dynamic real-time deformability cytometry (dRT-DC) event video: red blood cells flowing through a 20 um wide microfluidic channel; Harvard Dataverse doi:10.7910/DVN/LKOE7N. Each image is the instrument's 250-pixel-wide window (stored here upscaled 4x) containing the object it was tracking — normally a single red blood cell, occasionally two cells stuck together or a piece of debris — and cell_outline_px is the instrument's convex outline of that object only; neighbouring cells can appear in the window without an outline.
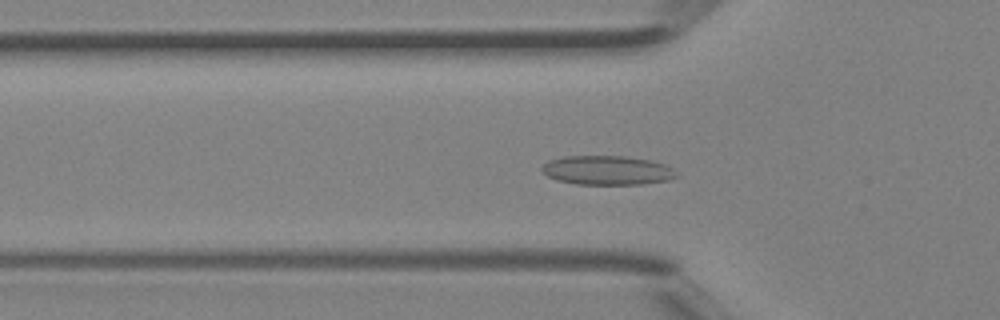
{"species": "Egyptian fruit bat (a non-hibernating species)", "species_latin": "Rousettus aegyptiacus", "temperature_condition": "room temperature", "stored_images_in_passage": 48, "camera_frame_rate_fps": 3000, "um_per_image_px": 0.085, "animal": {"sex": "female"}, "frame": {"image": 1, "passage_image": 16, "time_ms": 5.0, "image_size_px": [1000, 320], "cell_outline_px": [[680, 176], [668, 180], [640, 184], [576, 184], [556, 180], [548, 176], [540, 168], [548, 160], [564, 156], [628, 156], [652, 160], [664, 164], [672, 168]], "centroid_in_image_um": [51.62, 14.47], "position_along_channel_um": 74.2, "area_um2": 23.0}}
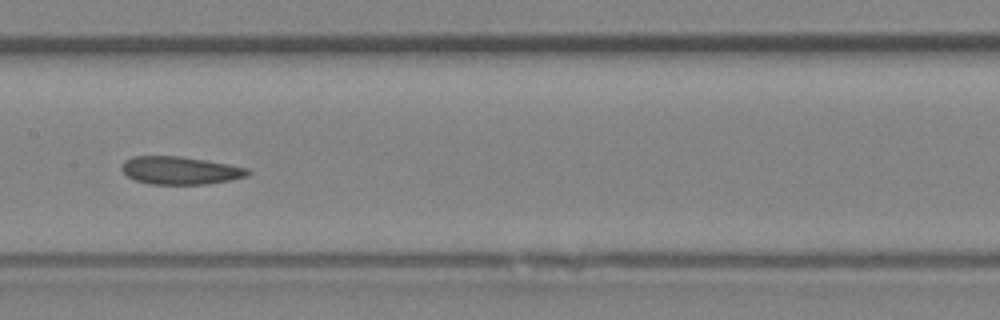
{"frame": {"image": 2, "passage_image": 24, "time_ms": 7.667, "image_size_px": [1000, 320], "cell_outline_px": [[252, 172], [248, 176], [228, 180], [204, 184], [148, 184], [136, 180], [128, 176], [120, 168], [124, 160], [132, 156], [184, 156], [228, 164], [248, 168]], "centroid_in_image_um": [15.31, 14.48], "position_along_channel_um": 192.1, "area_um2": 20.52}}
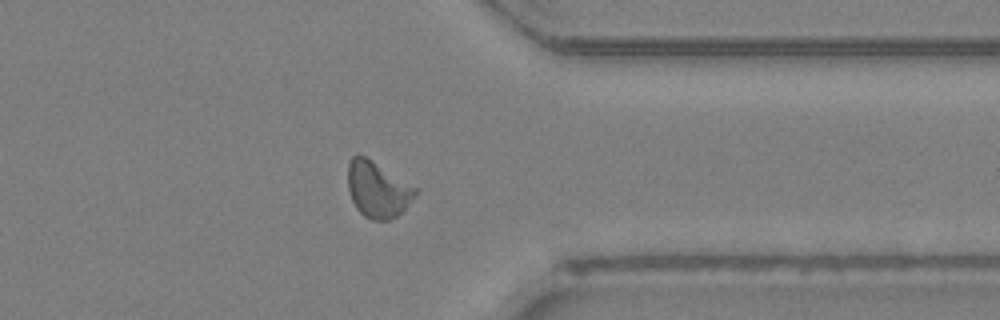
{"frame": {"image": 3, "passage_image": 37, "time_ms": 12.0, "image_size_px": [1000, 320], "cell_outline_px": [[416, 196], [396, 216], [388, 220], [372, 220], [364, 216], [356, 208], [352, 200], [348, 188], [348, 164], [352, 156], [364, 156], [416, 188]], "centroid_in_image_um": [32.07, 16.13], "position_along_channel_um": 379.3, "area_um2": 21.39}, "authors_computed_cell_mechanics": {"area_um2": 21.4149, "velocity_mm_per_s": 4.4582, "shape_relaxation_time_tau1_ms": null, "shape_relaxation_time_tau2_ms": 2.6566, "deformation_change_tau1": null, "deformation_change_tau2": 0.0887}}